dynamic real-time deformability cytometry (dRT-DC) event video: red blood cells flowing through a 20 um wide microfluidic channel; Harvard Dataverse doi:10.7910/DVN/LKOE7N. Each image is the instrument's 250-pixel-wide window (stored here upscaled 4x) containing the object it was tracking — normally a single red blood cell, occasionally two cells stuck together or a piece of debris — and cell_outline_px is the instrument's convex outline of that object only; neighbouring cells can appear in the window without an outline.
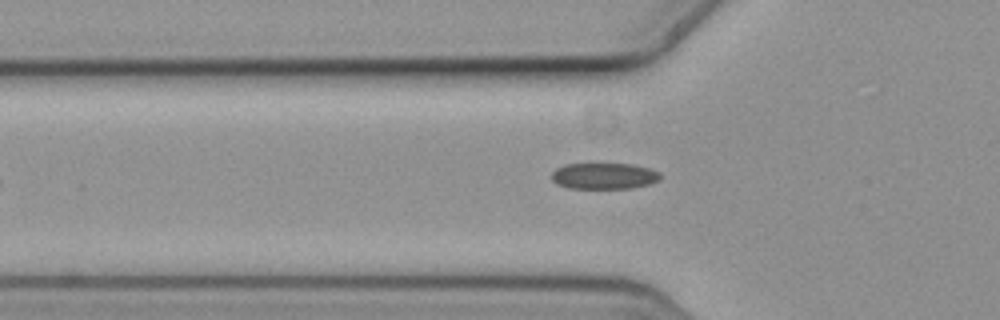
{"species": "common noctule bat (a hibernating species)", "species_latin": "Nyctalus noctula", "temperature_condition": "cold", "stored_images_in_passage": 5, "camera_frame_rate_fps": 3000, "um_per_image_px": 0.085, "animal": {"sex": "female", "body_mass_g": 19.3, "forearm_length_mm": 54.1}, "frame": {"image": 1, "passage_image": 5, "time_ms": 1.333, "image_size_px": [1000, 320], "cell_outline_px": [[660, 180], [648, 184], [632, 188], [568, 188], [556, 184], [552, 180], [552, 172], [556, 168], [564, 164], [632, 164], [648, 168], [660, 172]], "centroid_in_image_um": [51.33, 14.96], "position_along_channel_um": 74.5, "area_um2": 16.59}}